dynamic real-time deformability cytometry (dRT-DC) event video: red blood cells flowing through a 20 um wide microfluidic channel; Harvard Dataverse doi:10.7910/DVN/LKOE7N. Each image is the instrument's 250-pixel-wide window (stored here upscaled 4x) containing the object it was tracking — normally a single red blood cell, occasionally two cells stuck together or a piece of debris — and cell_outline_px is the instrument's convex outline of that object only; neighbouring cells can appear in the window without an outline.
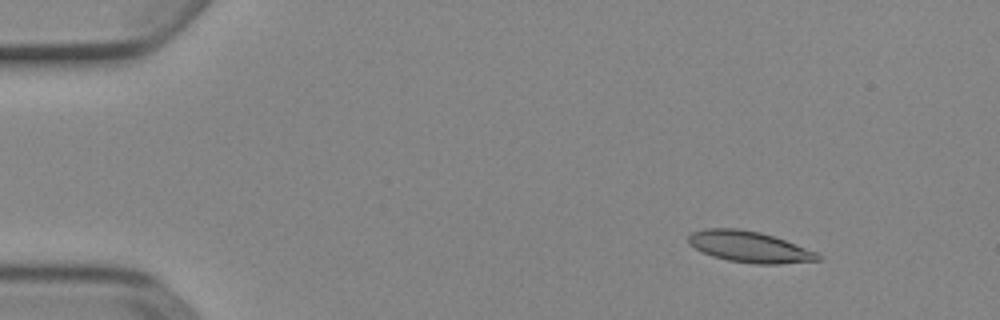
{"species": "Egyptian fruit bat (a non-hibernating species)", "species_latin": "Rousettus aegyptiacus", "temperature_condition": "cold", "stored_images_in_passage": 9, "camera_frame_rate_fps": 3000, "um_per_image_px": 0.085, "animal": {"sex": "female"}, "frame": {"image": 1, "passage_image": 2, "time_ms": 0.333, "image_size_px": [1000, 320], "cell_outline_px": [[824, 256], [820, 260], [780, 264], [756, 264], [728, 260], [712, 256], [688, 244], [688, 236], [692, 232], [704, 228], [740, 228], [760, 232], [784, 240], [816, 252]], "centroid_in_image_um": [63.69, 20.97], "position_along_channel_um": 21.3, "area_um2": 23.41}}
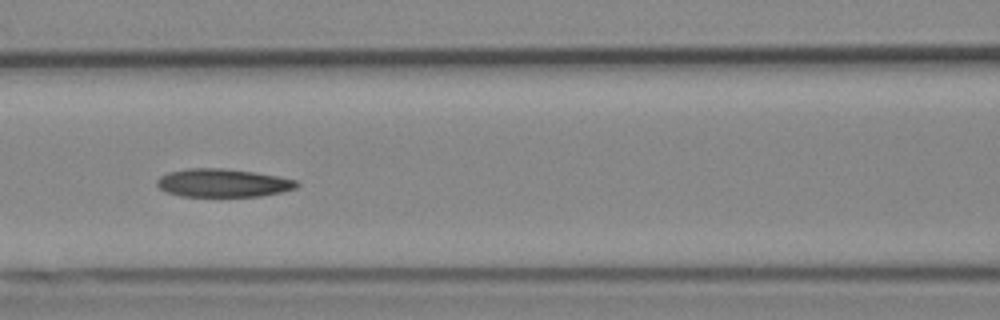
{"frame": {"image": 2, "passage_image": 7, "time_ms": 2.0, "image_size_px": [1000, 320], "cell_outline_px": [[300, 184], [296, 188], [280, 192], [260, 196], [180, 196], [168, 192], [160, 188], [156, 184], [156, 180], [160, 176], [168, 172], [188, 168], [220, 168], [252, 172], [280, 176], [296, 180]], "centroid_in_image_um": [18.94, 15.54], "position_along_channel_um": 147.7, "area_um2": 22.89}}
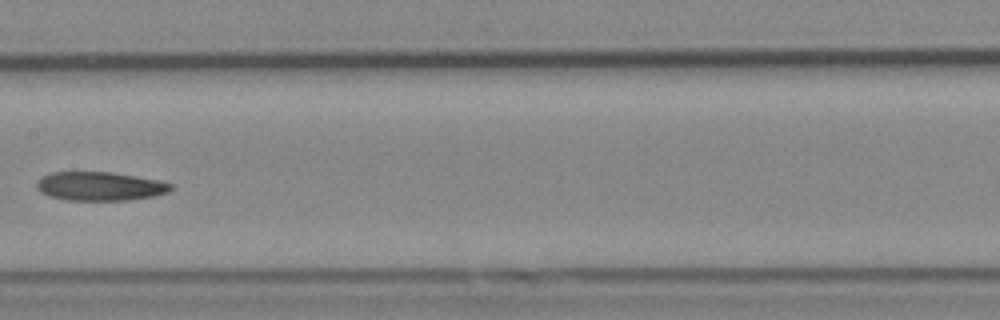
{"frame": {"image": 3, "passage_image": 8, "time_ms": 2.333, "image_size_px": [1000, 320], "cell_outline_px": [[172, 188], [168, 192], [152, 196], [128, 200], [64, 200], [48, 196], [40, 192], [36, 188], [36, 180], [40, 176], [48, 172], [112, 172], [160, 180], [172, 184]], "centroid_in_image_um": [8.42, 15.82], "position_along_channel_um": 199.0, "area_um2": 22.77}}